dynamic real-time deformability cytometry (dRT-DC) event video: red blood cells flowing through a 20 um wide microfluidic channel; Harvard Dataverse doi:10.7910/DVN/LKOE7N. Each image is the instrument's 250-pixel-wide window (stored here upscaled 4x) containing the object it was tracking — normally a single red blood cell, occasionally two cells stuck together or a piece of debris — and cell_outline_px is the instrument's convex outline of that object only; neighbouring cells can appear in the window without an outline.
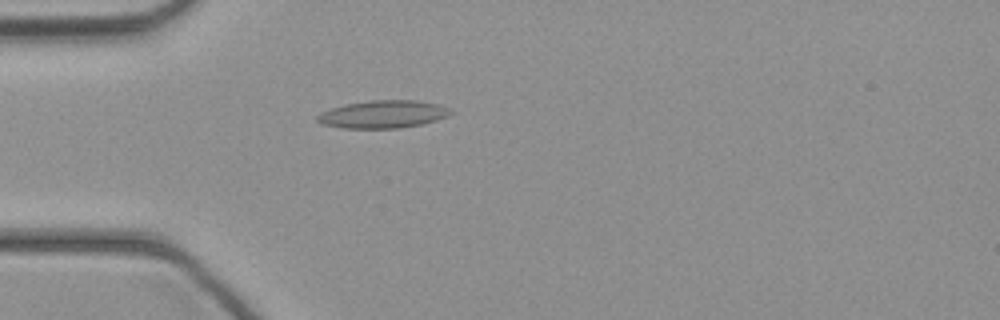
{"species": "common noctule bat (a hibernating species)", "species_latin": "Nyctalus noctula", "temperature_condition": "cold", "stored_images_in_passage": 45, "camera_frame_rate_fps": 3000, "um_per_image_px": 0.085, "animal": {"sex": "female", "body_mass_g": 21.9}, "frame": {"image": 1, "passage_image": 13, "time_ms": 4.0, "image_size_px": [1000, 320], "cell_outline_px": [[452, 112], [448, 116], [436, 120], [420, 124], [400, 128], [340, 128], [320, 124], [316, 120], [316, 116], [320, 112], [344, 104], [368, 100], [416, 100], [440, 104], [448, 108]], "centroid_in_image_um": [32.51, 9.71], "position_along_channel_um": 52.5, "area_um2": 21.68}}
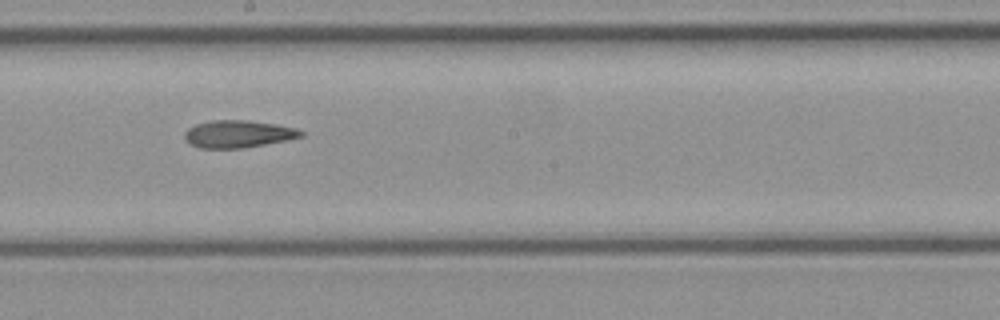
{"frame": {"image": 2, "passage_image": 25, "time_ms": 8.0, "image_size_px": [1000, 320], "cell_outline_px": [[304, 136], [288, 140], [244, 148], [200, 148], [184, 140], [184, 132], [188, 128], [196, 124], [212, 120], [248, 120], [276, 124], [296, 128], [304, 132]], "centroid_in_image_um": [20.25, 11.39], "position_along_channel_um": 227.9, "area_um2": 18.67}}
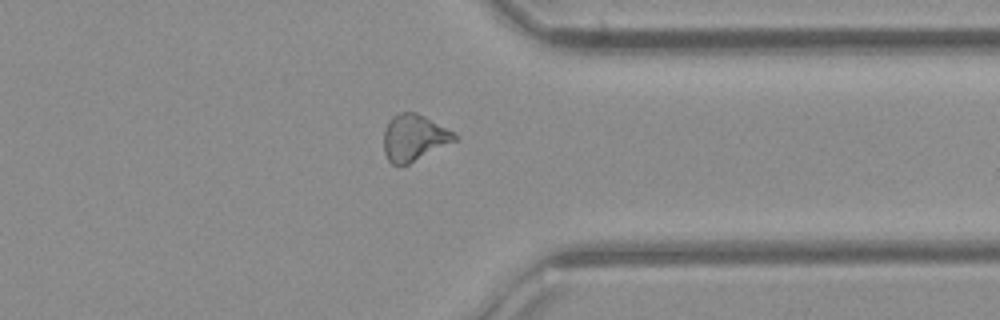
{"frame": {"image": 3, "passage_image": 35, "time_ms": 11.333, "image_size_px": [1000, 320], "cell_outline_px": [[460, 140], [408, 164], [392, 164], [388, 160], [384, 152], [384, 128], [388, 120], [392, 116], [400, 112], [416, 112], [424, 116], [460, 136]], "centroid_in_image_um": [35.21, 11.7], "position_along_channel_um": 376.2, "area_um2": 19.36}}